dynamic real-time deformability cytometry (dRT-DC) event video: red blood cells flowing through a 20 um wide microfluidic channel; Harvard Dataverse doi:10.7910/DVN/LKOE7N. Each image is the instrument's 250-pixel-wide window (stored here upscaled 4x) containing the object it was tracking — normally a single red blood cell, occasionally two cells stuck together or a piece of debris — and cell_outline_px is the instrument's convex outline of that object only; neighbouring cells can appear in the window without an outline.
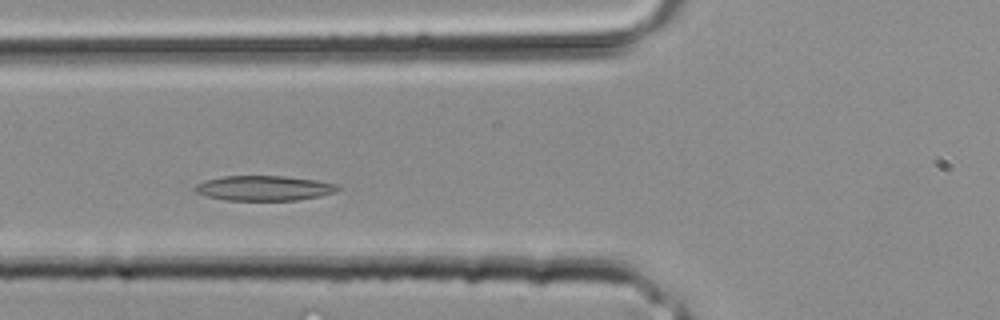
{"species": "common noctule bat (a hibernating species)", "species_latin": "Nyctalus noctula", "temperature_condition": "room temperature", "stored_images_in_passage": 28, "camera_frame_rate_fps": 3000, "um_per_image_px": 0.085, "animal": {"sex": "male", "body_mass_g": 20.4}, "frame": {"image": 1, "passage_image": 7, "time_ms": 2.0, "image_size_px": [1000, 320], "cell_outline_px": [[340, 188], [336, 192], [320, 196], [296, 200], [224, 200], [208, 196], [196, 192], [192, 188], [196, 184], [204, 180], [224, 176], [284, 176], [316, 180], [336, 184]], "centroid_in_image_um": [22.42, 15.99], "position_along_channel_um": 103.4, "area_um2": 20.75}}
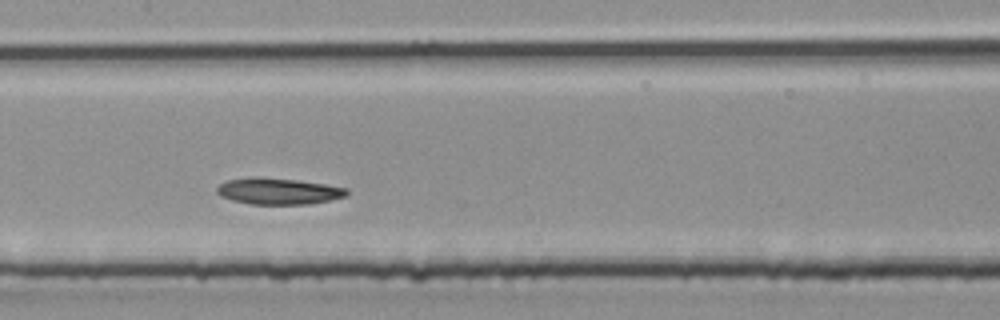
{"frame": {"image": 2, "passage_image": 11, "time_ms": 3.333, "image_size_px": [1000, 320], "cell_outline_px": [[348, 196], [308, 204], [252, 204], [232, 200], [220, 196], [216, 192], [216, 188], [220, 184], [228, 180], [252, 176], [260, 176], [296, 180], [324, 184], [348, 188]], "centroid_in_image_um": [23.64, 16.24], "position_along_channel_um": 183.8, "area_um2": 20.0}}
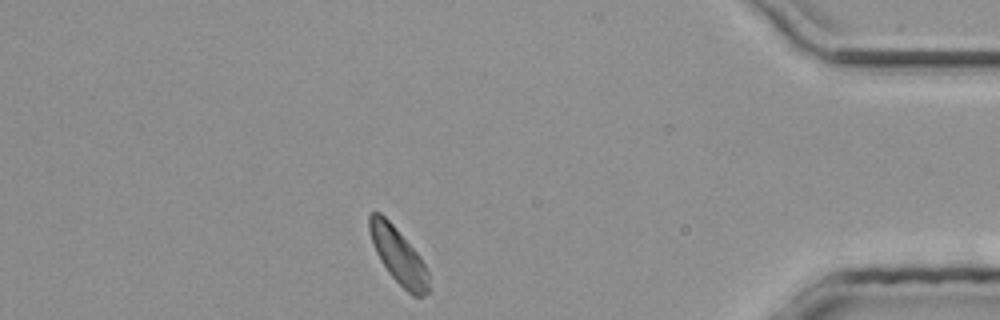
{"frame": {"image": 3, "passage_image": 24, "time_ms": 7.667, "image_size_px": [1000, 320], "cell_outline_px": [[428, 292], [424, 296], [412, 296], [388, 272], [380, 260], [376, 252], [368, 228], [368, 216], [372, 212], [380, 212], [392, 224], [420, 256], [428, 272]], "centroid_in_image_um": [33.84, 21.73], "position_along_channel_um": 401.4, "area_um2": 18.9}}